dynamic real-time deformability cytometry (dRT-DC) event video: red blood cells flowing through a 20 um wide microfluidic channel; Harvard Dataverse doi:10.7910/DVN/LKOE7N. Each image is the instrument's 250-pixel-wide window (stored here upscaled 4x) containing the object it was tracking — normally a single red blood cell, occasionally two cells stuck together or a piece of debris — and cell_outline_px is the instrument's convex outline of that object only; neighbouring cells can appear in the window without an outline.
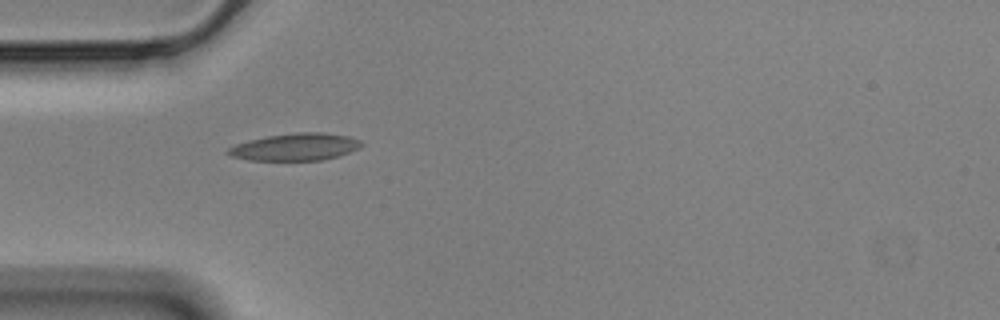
{"species": "Egyptian fruit bat (a non-hibernating species)", "species_latin": "Rousettus aegyptiacus", "temperature_condition": "cold", "stored_images_in_passage": 41, "segment_of_instrument_passage": [1, 2], "camera_frame_rate_fps": 3000, "um_per_image_px": 0.085, "animal": {"sex": "male"}, "frame": {"image": 1, "passage_image": 1, "time_ms": 0.0, "image_size_px": [1000, 320], "cell_outline_px": [[364, 144], [360, 148], [336, 156], [320, 160], [248, 160], [232, 156], [224, 152], [228, 148], [236, 144], [248, 140], [268, 136], [296, 132], [324, 132], [348, 136], [360, 140]], "centroid_in_image_um": [25.09, 12.48], "position_along_channel_um": 59.9, "area_um2": 21.1}}
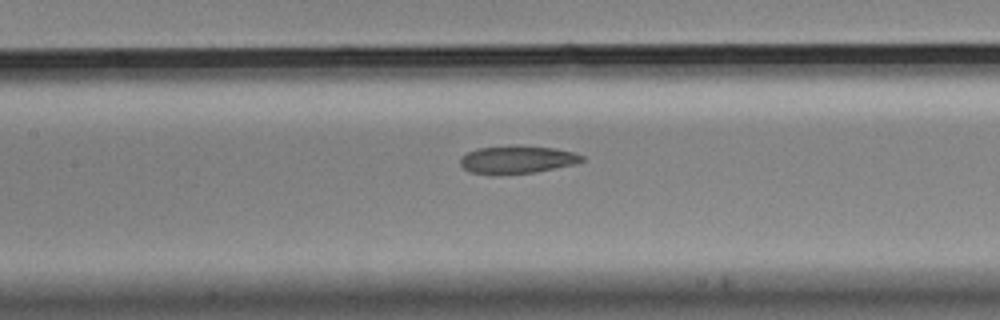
{"frame": {"image": 2, "passage_image": 10, "time_ms": 3.0, "image_size_px": [1000, 320], "cell_outline_px": [[584, 160], [572, 164], [536, 172], [492, 176], [472, 172], [464, 168], [460, 164], [460, 156], [476, 148], [516, 144], [552, 148], [572, 152], [584, 156]], "centroid_in_image_um": [43.88, 13.56], "position_along_channel_um": 163.5, "area_um2": 20.06}}
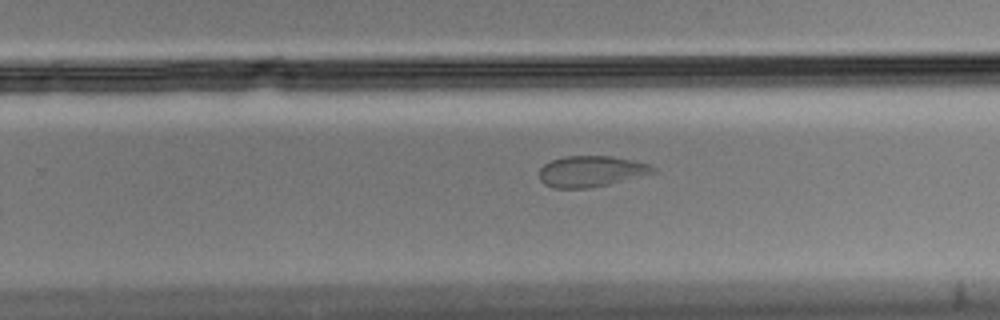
{"frame": {"image": 3, "passage_image": 20, "time_ms": 6.333, "image_size_px": [1000, 320], "cell_outline_px": [[656, 172], [608, 184], [588, 188], [552, 188], [544, 184], [540, 180], [540, 168], [544, 164], [552, 160], [564, 156], [612, 156], [632, 160], [648, 164], [656, 168]], "centroid_in_image_um": [50.21, 14.56], "position_along_channel_um": 279.6, "area_um2": 20.4}}